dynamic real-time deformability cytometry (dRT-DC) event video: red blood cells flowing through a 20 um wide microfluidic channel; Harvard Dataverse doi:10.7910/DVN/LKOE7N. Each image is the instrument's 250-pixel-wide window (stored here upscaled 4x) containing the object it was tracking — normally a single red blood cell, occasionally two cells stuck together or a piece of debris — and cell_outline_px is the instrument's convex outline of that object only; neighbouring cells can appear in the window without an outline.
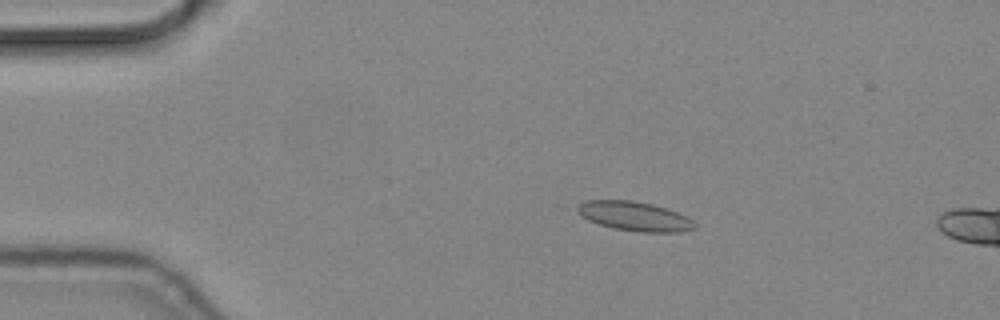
{"species": "common noctule bat (a hibernating species)", "species_latin": "Nyctalus noctula", "temperature_condition": "cold", "stored_images_in_passage": 6, "camera_frame_rate_fps": 3000, "um_per_image_px": 0.085, "animal": {"sex": "male", "body_mass_g": 19.2, "forearm_length_mm": 51.8}, "frame": {"image": 1, "passage_image": 3, "time_ms": 0.667, "image_size_px": [1000, 320], "cell_outline_px": [[696, 228], [680, 232], [640, 232], [612, 228], [588, 220], [576, 208], [584, 200], [632, 200], [652, 204], [668, 208], [688, 216], [696, 224]], "centroid_in_image_um": [54.0, 18.38], "position_along_channel_um": 31.0, "area_um2": 20.06}}
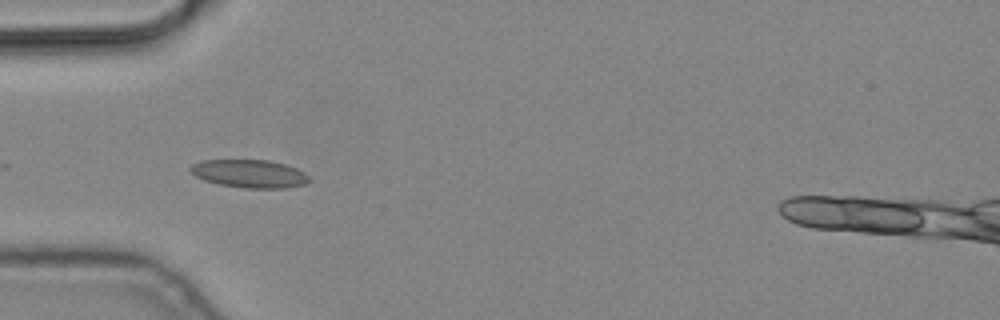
{"frame": {"image": 2, "passage_image": 5, "time_ms": 1.333, "image_size_px": [1000, 320], "cell_outline_px": [[312, 180], [304, 184], [288, 188], [244, 188], [220, 184], [204, 180], [196, 176], [188, 168], [192, 164], [204, 160], [268, 160], [284, 164], [296, 168], [304, 172]], "centroid_in_image_um": [21.23, 14.76], "position_along_channel_um": 63.8, "area_um2": 19.36}}
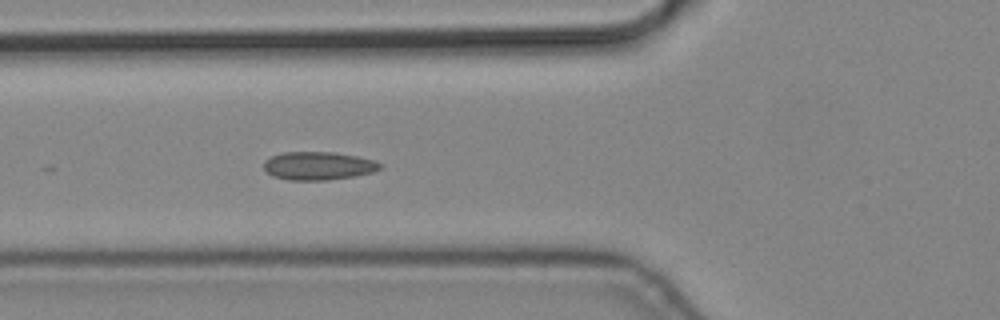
{"frame": {"image": 3, "passage_image": 6, "time_ms": 1.667, "image_size_px": [1000, 320], "cell_outline_px": [[384, 164], [380, 168], [372, 172], [352, 176], [328, 180], [288, 180], [272, 176], [264, 168], [264, 160], [272, 156], [284, 152], [332, 152], [356, 156], [372, 160]], "centroid_in_image_um": [27.03, 14.09], "position_along_channel_um": 98.8, "area_um2": 18.96}}